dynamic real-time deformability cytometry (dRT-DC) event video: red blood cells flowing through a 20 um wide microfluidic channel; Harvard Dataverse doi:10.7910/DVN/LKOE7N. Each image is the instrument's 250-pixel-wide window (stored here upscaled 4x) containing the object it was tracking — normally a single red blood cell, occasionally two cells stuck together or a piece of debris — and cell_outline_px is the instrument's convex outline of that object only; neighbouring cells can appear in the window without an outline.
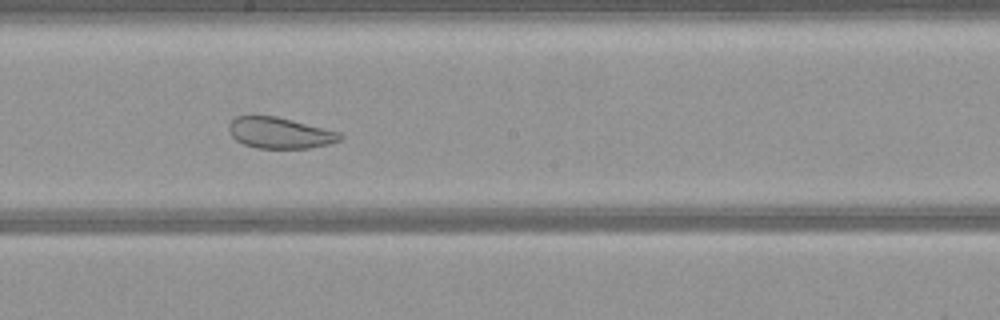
{"species": "common noctule bat (a hibernating species)", "species_latin": "Nyctalus noctula", "temperature_condition": "warm", "stored_images_in_passage": 52, "camera_frame_rate_fps": 3000, "um_per_image_px": 0.085, "animal": {"sex": "female", "body_mass_g": 21.9}, "frame": {"image": 1, "passage_image": 28, "time_ms": 9.0, "image_size_px": [1000, 320], "cell_outline_px": [[344, 136], [340, 140], [328, 144], [308, 148], [256, 148], [244, 144], [236, 140], [228, 132], [228, 124], [236, 116], [276, 116], [340, 132]], "centroid_in_image_um": [23.77, 11.3], "position_along_channel_um": 224.4, "area_um2": 20.06}}
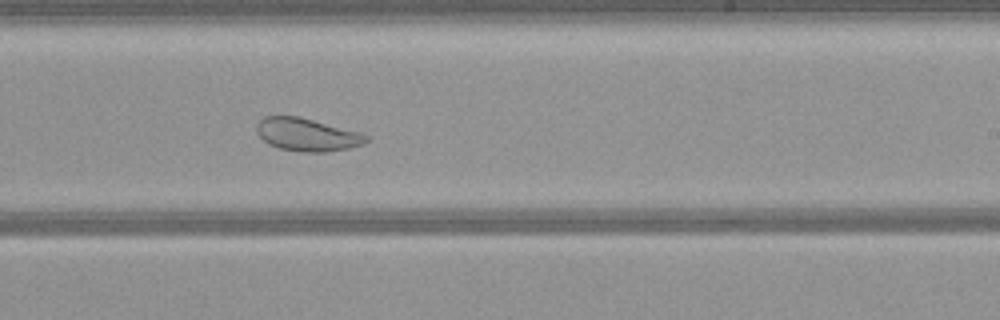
{"frame": {"image": 2, "passage_image": 31, "time_ms": 10.0, "image_size_px": [1000, 320], "cell_outline_px": [[368, 140], [364, 144], [348, 148], [324, 152], [300, 152], [280, 148], [268, 144], [256, 132], [256, 124], [264, 116], [300, 116], [360, 132], [368, 136]], "centroid_in_image_um": [26.09, 11.44], "position_along_channel_um": 262.9, "area_um2": 21.04}}
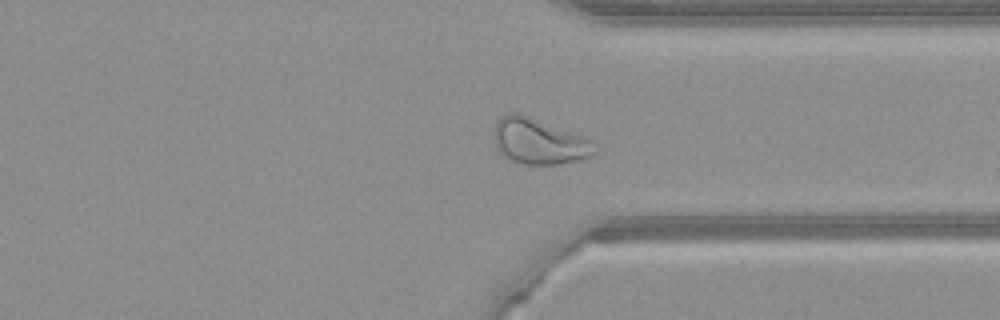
{"frame": {"image": 3, "passage_image": 39, "time_ms": 12.667, "image_size_px": [1000, 320], "cell_outline_px": [[600, 148], [592, 156], [580, 160], [556, 164], [528, 164], [512, 160], [504, 156], [496, 148], [492, 132], [496, 120], [504, 112], [516, 112], [596, 140]], "centroid_in_image_um": [45.85, 12.0], "position_along_channel_um": 365.6, "area_um2": 27.4}}